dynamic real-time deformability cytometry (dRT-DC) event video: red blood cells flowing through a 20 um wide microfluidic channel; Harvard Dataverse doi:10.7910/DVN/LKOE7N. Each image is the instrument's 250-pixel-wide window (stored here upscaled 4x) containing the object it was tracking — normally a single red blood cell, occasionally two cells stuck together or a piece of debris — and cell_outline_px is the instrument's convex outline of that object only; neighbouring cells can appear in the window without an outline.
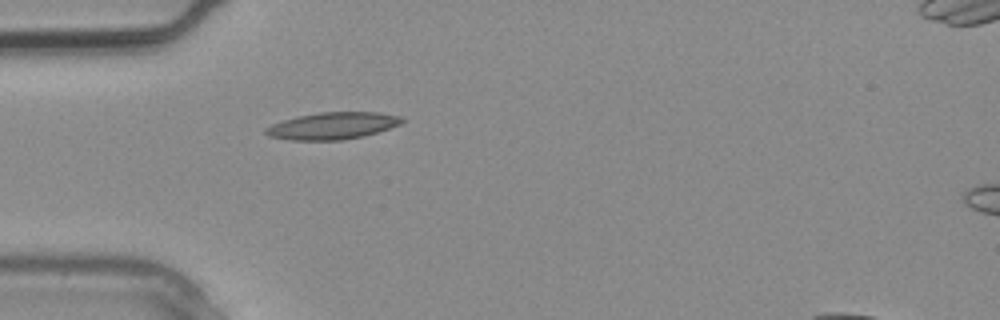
{"species": "common noctule bat (a hibernating species)", "species_latin": "Nyctalus noctula", "temperature_condition": "warm", "stored_images_in_passage": 4, "camera_frame_rate_fps": 3000, "um_per_image_px": 0.085, "animal": {"sex": "male", "body_mass_g": 20.4}, "frame": {"image": 1, "passage_image": 3, "time_ms": 0.667, "image_size_px": [1000, 320], "cell_outline_px": [[404, 120], [400, 124], [364, 136], [344, 140], [292, 140], [268, 136], [264, 132], [264, 128], [272, 124], [296, 116], [320, 112], [376, 112], [404, 116]], "centroid_in_image_um": [28.26, 10.69], "position_along_channel_um": 56.7, "area_um2": 21.44}}